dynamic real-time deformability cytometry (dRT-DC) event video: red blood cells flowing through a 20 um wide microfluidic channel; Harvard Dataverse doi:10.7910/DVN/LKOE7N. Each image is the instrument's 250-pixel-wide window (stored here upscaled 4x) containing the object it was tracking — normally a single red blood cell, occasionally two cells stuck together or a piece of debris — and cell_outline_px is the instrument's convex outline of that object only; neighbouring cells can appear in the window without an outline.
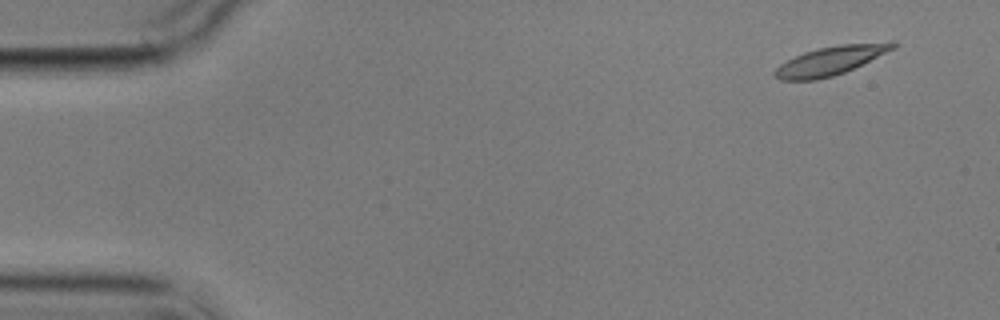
{"species": "common noctule bat (a hibernating species)", "species_latin": "Nyctalus noctula", "temperature_condition": "cold", "stored_images_in_passage": 5, "camera_frame_rate_fps": 3000, "um_per_image_px": 0.085, "animal": {"sex": "male", "body_mass_g": 17.9}, "frame": {"image": 1, "passage_image": 1, "time_ms": 0.0, "image_size_px": [1000, 320], "cell_outline_px": [[896, 48], [844, 72], [832, 76], [816, 80], [780, 80], [772, 72], [780, 64], [804, 52], [820, 48], [840, 44], [892, 40], [896, 40]], "centroid_in_image_um": [70.66, 5.12], "position_along_channel_um": 14.3, "area_um2": 19.83}}
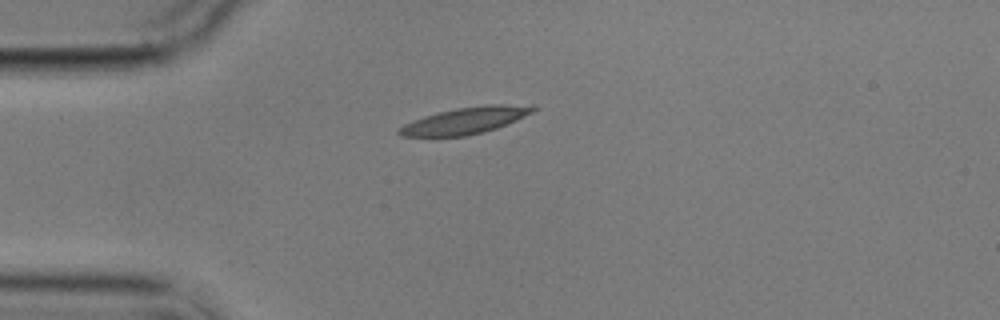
{"frame": {"image": 2, "passage_image": 3, "time_ms": 3.667, "image_size_px": [1000, 320], "cell_outline_px": [[536, 108], [532, 112], [516, 120], [496, 128], [484, 132], [464, 136], [400, 136], [396, 132], [404, 124], [424, 116], [456, 108], [488, 104], [536, 104]], "centroid_in_image_um": [39.6, 10.23], "position_along_channel_um": 45.4, "area_um2": 20.69}}
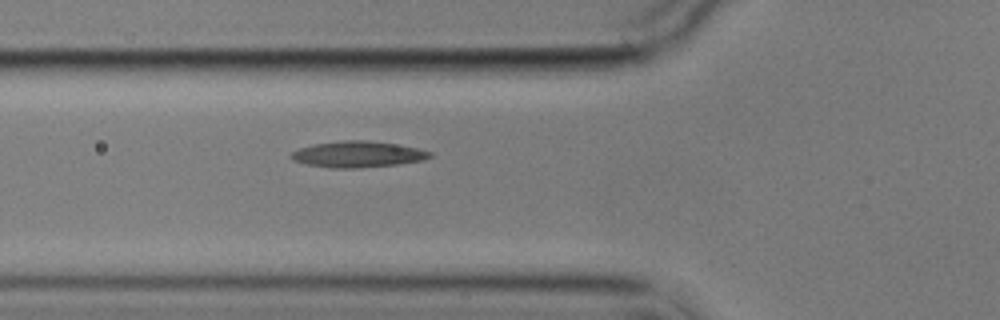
{"frame": {"image": 3, "passage_image": 5, "time_ms": 5.667, "image_size_px": [1000, 320], "cell_outline_px": [[432, 156], [424, 160], [400, 164], [356, 168], [328, 168], [308, 164], [292, 160], [288, 156], [292, 152], [300, 148], [316, 144], [344, 140], [364, 140], [392, 144], [416, 148], [432, 152]], "centroid_in_image_um": [30.4, 13.13], "position_along_channel_um": 95.4, "area_um2": 20.92}}